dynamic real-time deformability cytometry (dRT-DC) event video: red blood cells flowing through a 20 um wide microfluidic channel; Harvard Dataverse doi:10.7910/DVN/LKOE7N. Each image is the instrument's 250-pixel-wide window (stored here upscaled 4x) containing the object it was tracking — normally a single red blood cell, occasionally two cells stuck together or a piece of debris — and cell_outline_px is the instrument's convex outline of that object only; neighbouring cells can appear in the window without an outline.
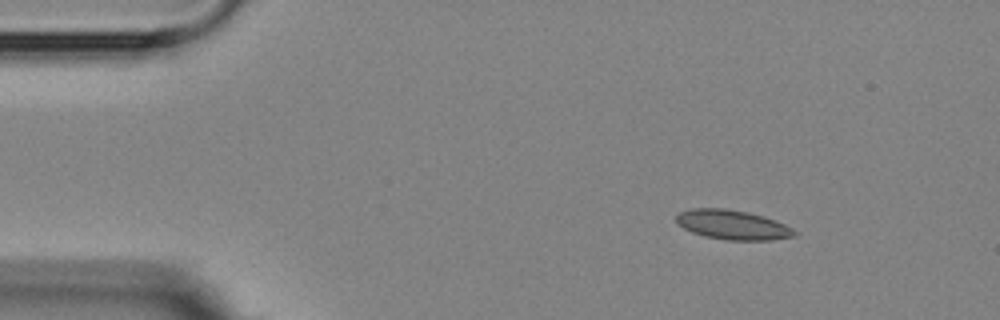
{"species": "Egyptian fruit bat (a non-hibernating species)", "species_latin": "Rousettus aegyptiacus", "temperature_condition": "room temperature", "stored_images_in_passage": 5, "camera_frame_rate_fps": 3000, "um_per_image_px": 0.085, "animal": {"sex": "female"}, "frame": {"image": 1, "passage_image": 1, "time_ms": 0.0, "image_size_px": [1000, 320], "cell_outline_px": [[796, 236], [772, 240], [724, 240], [704, 236], [692, 232], [676, 224], [676, 216], [680, 212], [692, 208], [724, 208], [748, 212], [764, 216], [776, 220], [792, 228], [796, 232]], "centroid_in_image_um": [62.27, 19.11], "position_along_channel_um": 22.7, "area_um2": 20.46}}
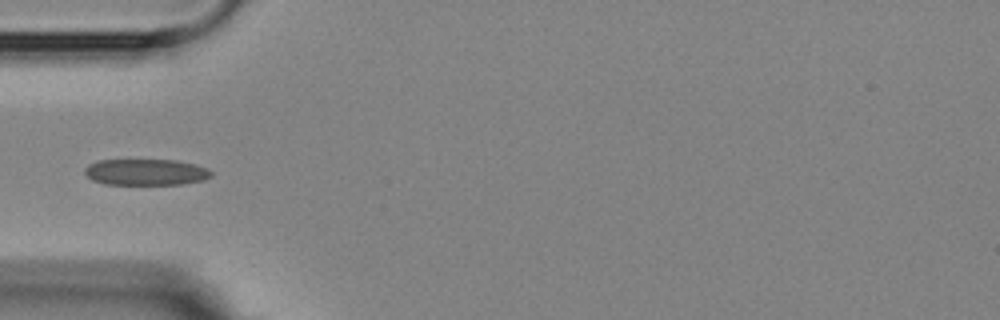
{"frame": {"image": 2, "passage_image": 4, "time_ms": 3.333, "image_size_px": [1000, 320], "cell_outline_px": [[212, 176], [204, 180], [184, 184], [104, 184], [92, 180], [84, 172], [84, 168], [88, 164], [100, 160], [176, 160], [196, 164], [208, 168], [212, 172]], "centroid_in_image_um": [12.42, 14.63], "position_along_channel_um": 72.6, "area_um2": 19.48}}
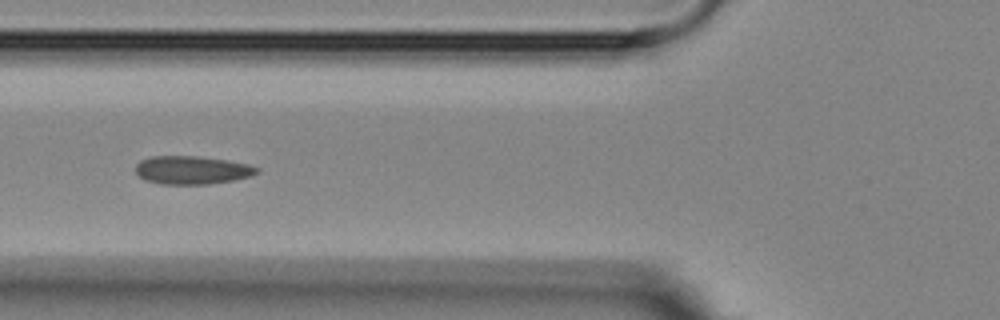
{"frame": {"image": 3, "passage_image": 5, "time_ms": 4.333, "image_size_px": [1000, 320], "cell_outline_px": [[260, 172], [252, 176], [236, 180], [208, 184], [160, 184], [144, 180], [136, 172], [136, 164], [140, 160], [152, 156], [196, 156], [224, 160], [248, 164], [260, 168]], "centroid_in_image_um": [16.34, 14.46], "position_along_channel_um": 109.5, "area_um2": 20.06}}